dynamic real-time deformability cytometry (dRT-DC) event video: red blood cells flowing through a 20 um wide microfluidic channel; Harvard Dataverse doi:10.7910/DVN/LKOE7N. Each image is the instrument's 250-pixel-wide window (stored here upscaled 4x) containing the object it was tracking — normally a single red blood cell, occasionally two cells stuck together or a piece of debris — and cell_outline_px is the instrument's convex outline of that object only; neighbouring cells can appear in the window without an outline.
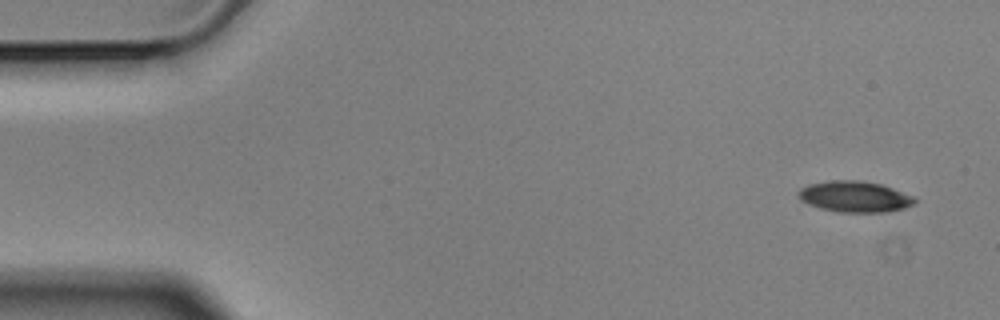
{"species": "Egyptian fruit bat (a non-hibernating species)", "species_latin": "Rousettus aegyptiacus", "temperature_condition": "cold", "stored_images_in_passage": 8, "camera_frame_rate_fps": 3000, "um_per_image_px": 0.085, "animal": {"sex": "male"}, "frame": {"image": 1, "passage_image": 1, "time_ms": 0.0, "image_size_px": [1000, 320], "cell_outline_px": [[916, 200], [912, 204], [904, 208], [888, 212], [836, 212], [820, 208], [808, 204], [800, 200], [796, 196], [796, 192], [800, 188], [808, 184], [832, 180], [856, 180], [880, 184], [892, 188], [912, 196]], "centroid_in_image_um": [72.57, 16.72], "position_along_channel_um": 12.4, "area_um2": 21.04}}
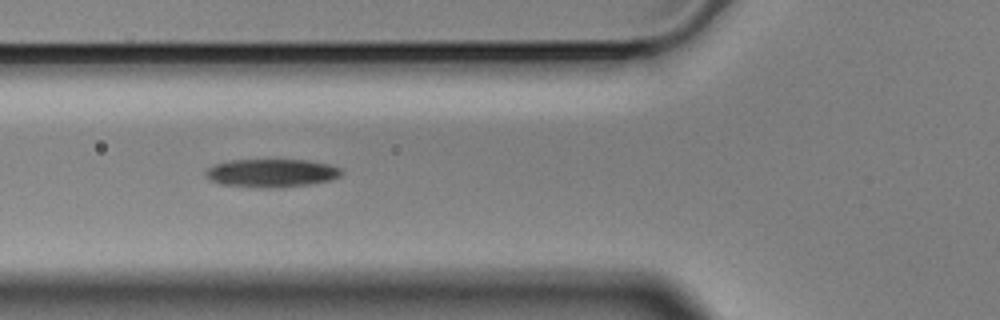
{"frame": {"image": 2, "passage_image": 6, "time_ms": 1.667, "image_size_px": [1000, 320], "cell_outline_px": [[344, 172], [340, 176], [332, 180], [308, 184], [260, 188], [220, 184], [204, 176], [204, 172], [212, 164], [232, 160], [308, 160], [328, 164], [340, 168]], "centroid_in_image_um": [23.06, 14.7], "position_along_channel_um": 102.7, "area_um2": 22.25}}
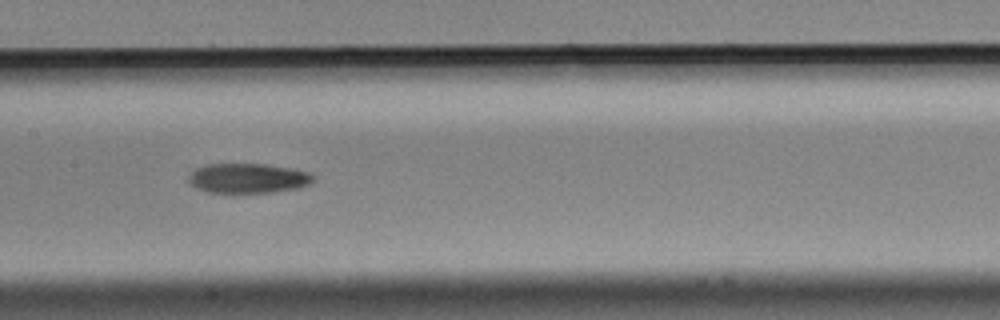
{"frame": {"image": 3, "passage_image": 8, "time_ms": 2.333, "image_size_px": [1000, 320], "cell_outline_px": [[316, 176], [308, 184], [300, 188], [272, 192], [208, 192], [196, 188], [188, 180], [192, 172], [196, 168], [204, 164], [264, 164], [288, 168], [308, 172]], "centroid_in_image_um": [21.08, 15.15], "position_along_channel_um": 186.3, "area_um2": 21.39}}